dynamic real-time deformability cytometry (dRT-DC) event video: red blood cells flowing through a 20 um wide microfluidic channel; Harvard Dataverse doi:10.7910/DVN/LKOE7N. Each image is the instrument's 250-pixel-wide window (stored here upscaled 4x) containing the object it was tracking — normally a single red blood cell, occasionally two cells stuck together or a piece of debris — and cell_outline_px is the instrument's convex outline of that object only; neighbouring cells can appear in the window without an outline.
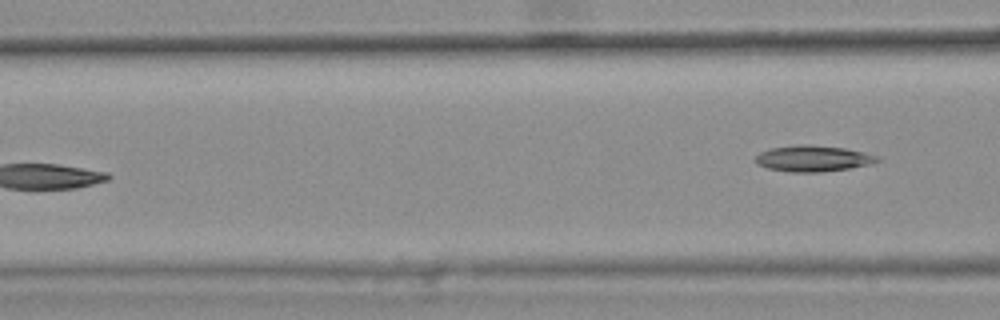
{"species": "common noctule bat (a hibernating species)", "species_latin": "Nyctalus noctula", "temperature_condition": "warm", "stored_images_in_passage": 7, "camera_frame_rate_fps": 3000, "um_per_image_px": 0.085, "animal": {"sex": "female", "body_mass_g": 25.1}, "frame": {"image": 1, "passage_image": 7, "time_ms": 2.0, "image_size_px": [1000, 320], "cell_outline_px": [[880, 160], [872, 164], [848, 168], [820, 172], [792, 172], [768, 168], [756, 164], [756, 156], [760, 152], [772, 148], [796, 144], [808, 144], [844, 148], [864, 152], [880, 156]], "centroid_in_image_um": [69.13, 13.46], "position_along_channel_um": 97.5, "area_um2": 18.5}}